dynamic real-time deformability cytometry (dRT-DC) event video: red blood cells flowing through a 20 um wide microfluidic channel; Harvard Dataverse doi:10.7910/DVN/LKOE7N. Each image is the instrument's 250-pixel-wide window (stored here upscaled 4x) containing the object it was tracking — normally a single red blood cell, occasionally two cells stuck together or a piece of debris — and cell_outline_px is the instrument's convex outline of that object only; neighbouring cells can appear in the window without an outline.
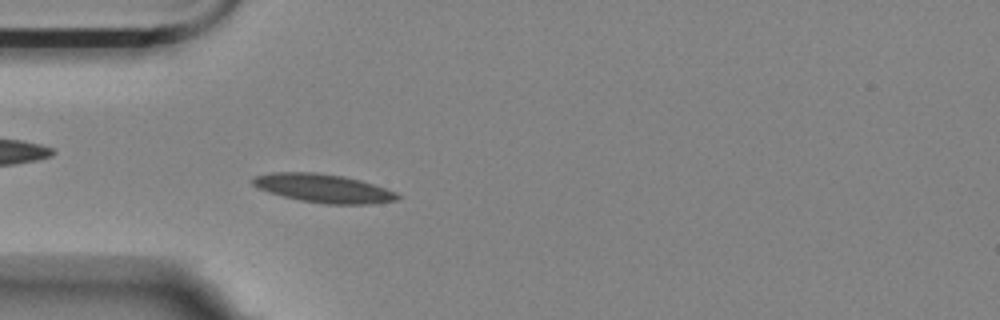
{"species": "Egyptian fruit bat (a non-hibernating species)", "species_latin": "Rousettus aegyptiacus", "temperature_condition": "room temperature", "stored_images_in_passage": 50, "camera_frame_rate_fps": 3000, "um_per_image_px": 0.085, "animal": {"sex": "female"}, "frame": {"image": 1, "passage_image": 10, "time_ms": 3.0, "image_size_px": [1000, 320], "cell_outline_px": [[400, 196], [396, 200], [368, 204], [324, 204], [300, 200], [268, 192], [256, 188], [252, 184], [252, 176], [268, 172], [316, 172], [344, 176], [360, 180], [396, 192]], "centroid_in_image_um": [27.42, 15.99], "position_along_channel_um": 57.6, "area_um2": 24.1}}
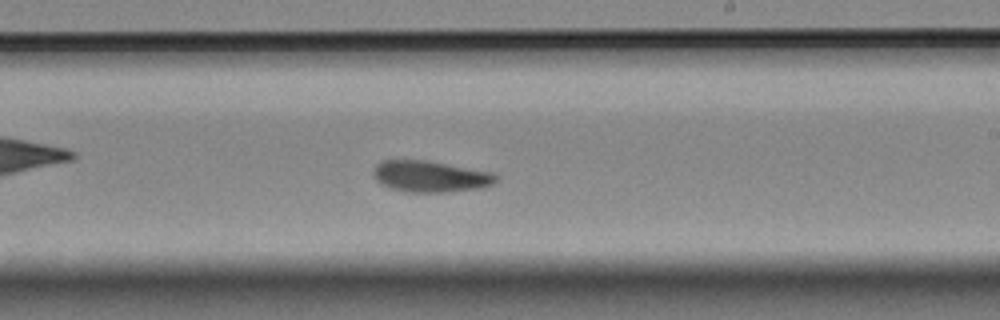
{"frame": {"image": 2, "passage_image": 27, "time_ms": 8.667, "image_size_px": [1000, 320], "cell_outline_px": [[500, 176], [492, 184], [484, 188], [444, 192], [404, 192], [388, 188], [380, 184], [376, 180], [372, 172], [376, 164], [380, 160], [428, 160], [492, 172]], "centroid_in_image_um": [36.56, 15.0], "position_along_channel_um": 252.4, "area_um2": 22.77}}
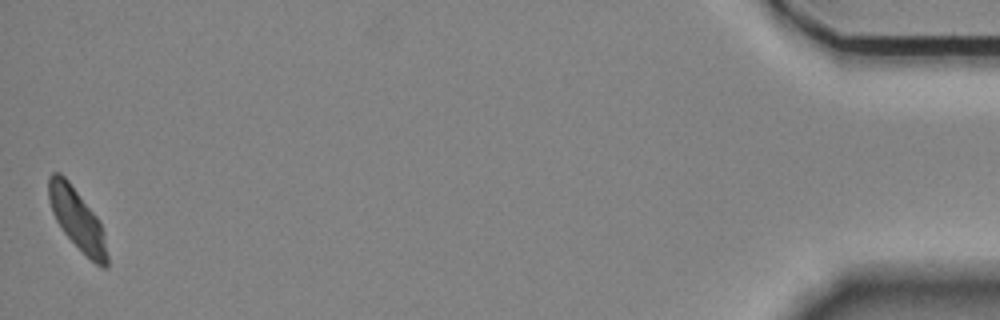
{"frame": {"image": 3, "passage_image": 50, "time_ms": 16.333, "image_size_px": [1000, 320], "cell_outline_px": [[108, 268], [100, 268], [64, 232], [56, 220], [52, 212], [48, 196], [48, 176], [52, 172], [60, 172], [68, 180], [100, 220], [104, 232], [108, 256]], "centroid_in_image_um": [6.58, 18.61], "position_along_channel_um": 428.6, "area_um2": 20.75}}